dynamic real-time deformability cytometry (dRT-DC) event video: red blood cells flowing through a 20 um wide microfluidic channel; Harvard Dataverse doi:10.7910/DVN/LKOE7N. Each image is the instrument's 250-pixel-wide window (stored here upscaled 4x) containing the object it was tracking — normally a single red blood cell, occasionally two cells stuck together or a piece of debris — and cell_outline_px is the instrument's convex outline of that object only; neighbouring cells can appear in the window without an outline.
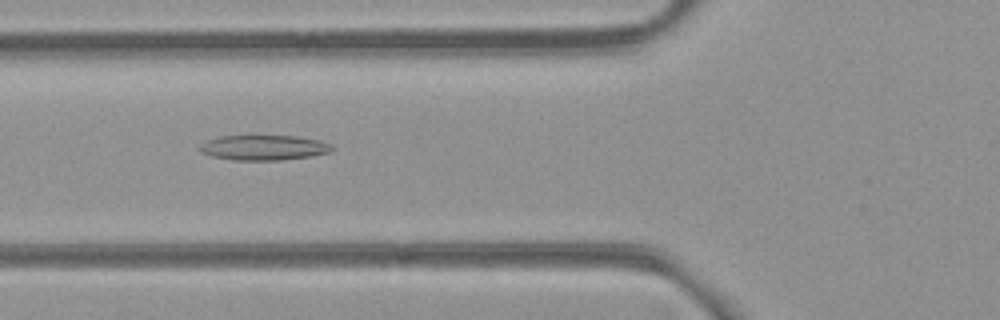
{"species": "common noctule bat (a hibernating species)", "species_latin": "Nyctalus noctula", "temperature_condition": "room temperature", "stored_images_in_passage": 40, "camera_frame_rate_fps": 3000, "um_per_image_px": 0.085, "animal": {"sex": "female", "body_mass_g": 21.9}, "frame": {"image": 1, "passage_image": 7, "time_ms": 2.0, "image_size_px": [1000, 320], "cell_outline_px": [[336, 148], [332, 152], [312, 156], [284, 160], [232, 160], [212, 156], [200, 152], [196, 148], [200, 144], [208, 140], [220, 136], [296, 136], [320, 140], [332, 144]], "centroid_in_image_um": [22.46, 12.55], "position_along_channel_um": 103.3, "area_um2": 19.65}}
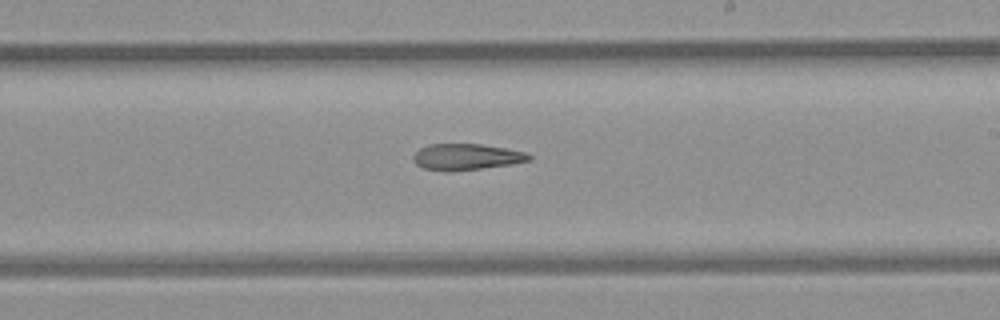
{"frame": {"image": 2, "passage_image": 18, "time_ms": 5.667, "image_size_px": [1000, 320], "cell_outline_px": [[532, 160], [512, 164], [452, 172], [444, 172], [424, 168], [416, 164], [412, 160], [412, 156], [420, 148], [428, 144], [480, 144], [528, 152], [532, 156]], "centroid_in_image_um": [39.64, 13.34], "position_along_channel_um": 249.4, "area_um2": 17.92}}
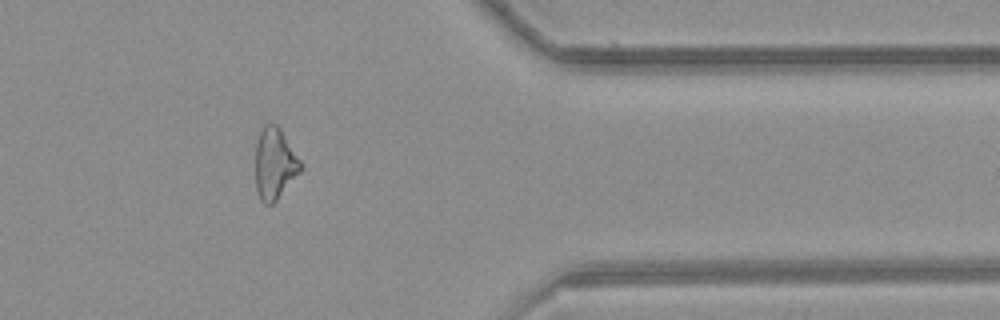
{"frame": {"image": 3, "passage_image": 30, "time_ms": 9.667, "image_size_px": [1000, 320], "cell_outline_px": [[304, 168], [276, 200], [272, 204], [264, 204], [260, 200], [256, 188], [256, 140], [264, 124], [276, 124], [280, 128], [304, 164]], "centroid_in_image_um": [23.37, 13.91], "position_along_channel_um": 388.0, "area_um2": 18.96}, "authors_computed_cell_mechanics": {"area_um2": 19.0451, "velocity_mm_per_s": 3.9667, "shape_relaxation_time_tau1_ms": null, "shape_relaxation_time_tau2_ms": 9.3518, "deformation_change_tau1": null, "deformation_change_tau2": 0.2357}}